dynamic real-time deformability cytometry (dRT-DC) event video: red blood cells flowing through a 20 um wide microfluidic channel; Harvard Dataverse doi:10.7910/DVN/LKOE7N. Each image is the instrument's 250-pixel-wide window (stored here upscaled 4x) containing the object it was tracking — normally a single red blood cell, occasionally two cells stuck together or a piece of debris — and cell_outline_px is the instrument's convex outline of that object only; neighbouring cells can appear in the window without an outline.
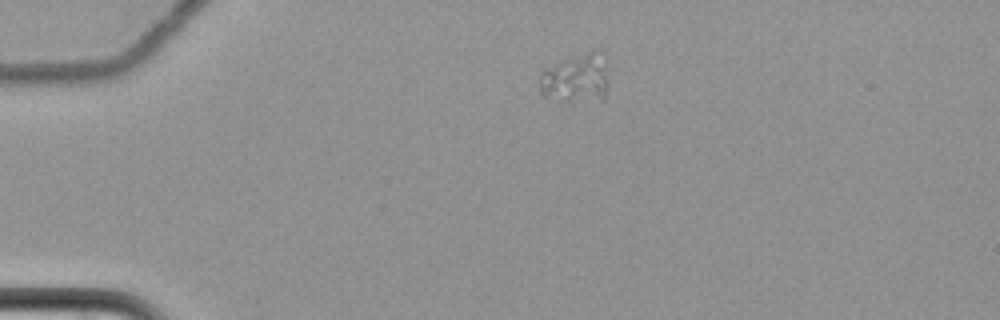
{"species": "common noctule bat (a hibernating species)", "species_latin": "Nyctalus noctula", "temperature_condition": "cold", "stored_images_in_passage": 47, "camera_frame_rate_fps": 3000, "um_per_image_px": 0.085, "animal": {"sex": "female", "body_mass_g": 22.7, "forearm_length_mm": 54.2}, "frame": {"image": 1, "passage_image": 1, "time_ms": 0.0, "image_size_px": [1000, 320], "cell_outline_px": [[604, 100], [556, 100], [544, 96], [540, 92], [540, 72], [544, 68], [560, 60], [588, 52], [592, 52], [604, 68]], "centroid_in_image_um": [48.79, 6.71], "position_along_channel_um": 36.2, "area_um2": 18.44}}
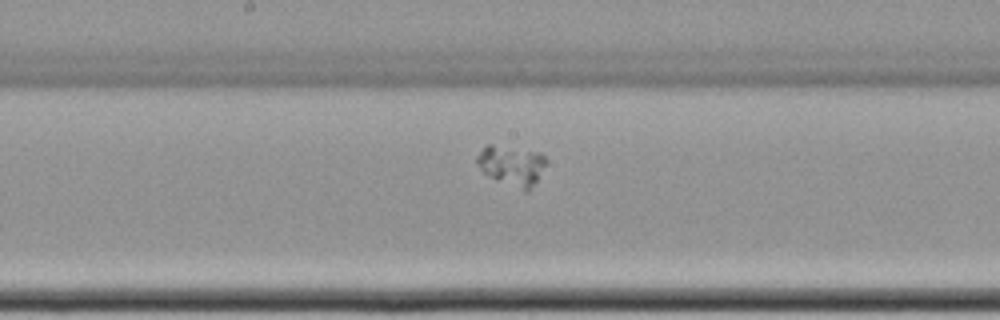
{"frame": {"image": 2, "passage_image": 20, "time_ms": 6.333, "image_size_px": [1000, 320], "cell_outline_px": [[544, 164], [532, 188], [528, 192], [524, 192], [496, 180], [484, 172], [476, 164], [476, 156], [488, 144], [492, 144], [540, 152], [544, 156]], "centroid_in_image_um": [43.46, 14.07], "position_along_channel_um": 204.7, "area_um2": 15.95}}
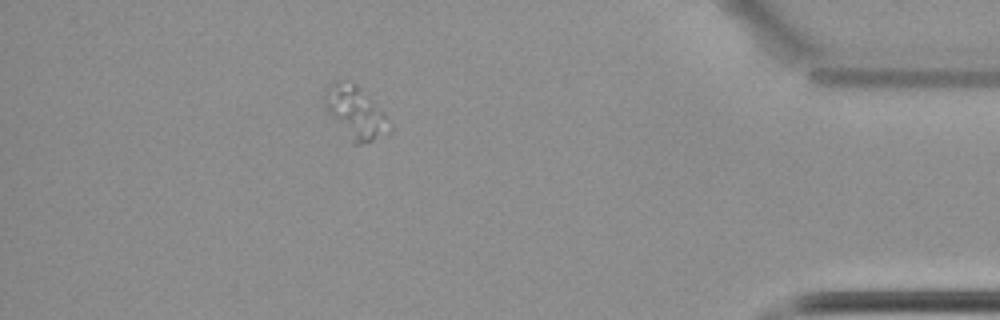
{"frame": {"image": 3, "passage_image": 41, "time_ms": 13.333, "image_size_px": [1000, 320], "cell_outline_px": [[392, 128], [388, 132], [372, 140], [360, 144], [352, 144], [328, 112], [324, 104], [324, 88], [328, 84], [336, 80], [352, 80], [384, 112], [392, 124]], "centroid_in_image_um": [30.19, 9.52], "position_along_channel_um": 405.0, "area_um2": 19.94}}